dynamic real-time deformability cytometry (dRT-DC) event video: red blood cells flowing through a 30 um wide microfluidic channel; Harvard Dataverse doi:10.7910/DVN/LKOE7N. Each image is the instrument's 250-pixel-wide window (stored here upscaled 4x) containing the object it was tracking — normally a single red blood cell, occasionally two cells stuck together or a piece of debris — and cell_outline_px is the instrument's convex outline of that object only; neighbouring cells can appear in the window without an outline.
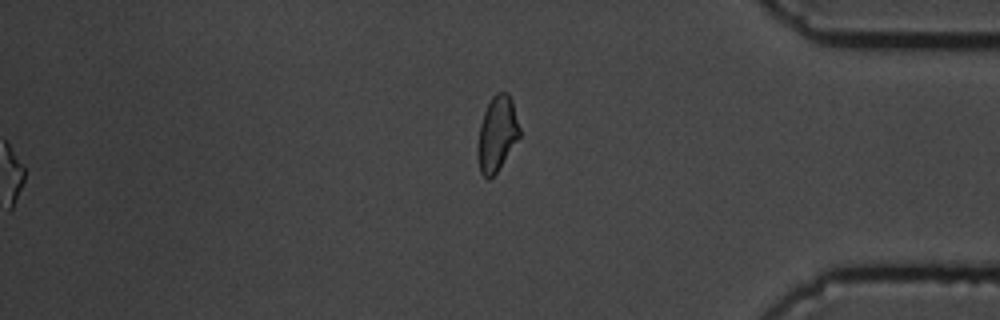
{"species": "common noctule bat (a hibernating species)", "species_latin": "Nyctalus noctula", "temperature_condition": "cold", "stored_images_in_passage": 59, "segment_of_instrument_passage": [2, 2], "camera_frame_rate_fps": 3000, "um_per_image_px": 0.085, "animal": {"sex": "male", "body_mass_g": 19.5, "forearm_length_mm": 54.6}, "frame": {"image": 1, "passage_image": 59, "time_ms": 19.333, "image_size_px": [1000, 320], "cell_outline_px": [[520, 136], [496, 172], [488, 180], [480, 172], [480, 124], [484, 112], [492, 96], [496, 92], [508, 92], [512, 100], [520, 128]], "centroid_in_image_um": [42.29, 11.3], "position_along_channel_um": 392.9, "area_um2": 17.57}}